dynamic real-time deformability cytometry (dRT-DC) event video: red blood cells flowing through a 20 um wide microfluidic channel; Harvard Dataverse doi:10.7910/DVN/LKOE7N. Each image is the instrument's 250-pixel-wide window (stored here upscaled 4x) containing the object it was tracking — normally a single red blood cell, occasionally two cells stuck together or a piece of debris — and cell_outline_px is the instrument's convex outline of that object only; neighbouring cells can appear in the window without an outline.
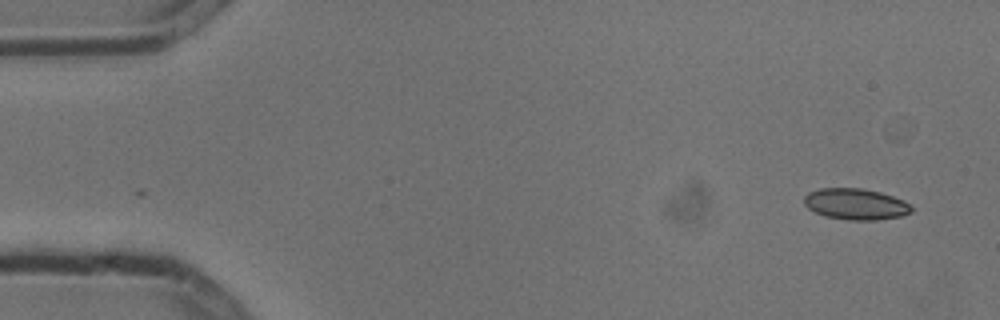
{"species": "common noctule bat (a hibernating species)", "species_latin": "Nyctalus noctula", "temperature_condition": "cold", "stored_images_in_passage": 2, "camera_frame_rate_fps": 3000, "um_per_image_px": 0.085, "animal": {"sex": "male", "body_mass_g": 13.3}, "frame": {"image": 1, "passage_image": 2, "time_ms": 0.333, "image_size_px": [1000, 320], "cell_outline_px": [[912, 212], [900, 216], [876, 220], [848, 220], [824, 216], [808, 208], [804, 204], [804, 196], [808, 192], [820, 188], [860, 188], [880, 192], [904, 200], [912, 208]], "centroid_in_image_um": [72.71, 17.35], "position_along_channel_um": 12.3, "area_um2": 19.48}}